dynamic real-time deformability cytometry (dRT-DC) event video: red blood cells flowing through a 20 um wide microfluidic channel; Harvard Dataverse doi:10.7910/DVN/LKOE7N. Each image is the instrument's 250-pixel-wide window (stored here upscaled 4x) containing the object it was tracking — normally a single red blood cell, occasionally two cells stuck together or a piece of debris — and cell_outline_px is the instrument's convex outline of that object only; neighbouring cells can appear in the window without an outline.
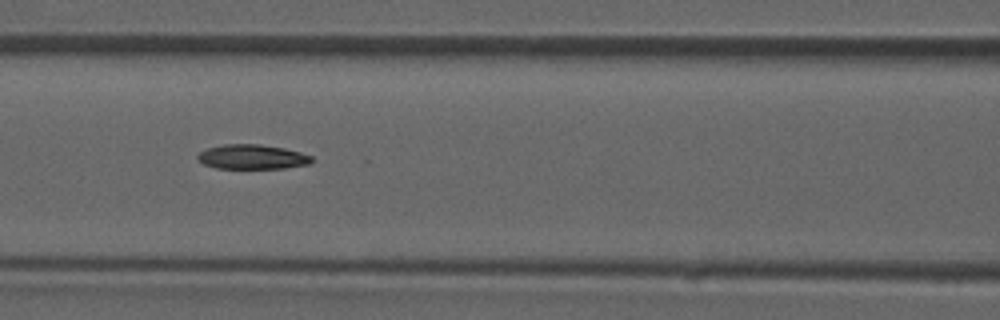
{"species": "common noctule bat (a hibernating species)", "species_latin": "Nyctalus noctula", "temperature_condition": "room temperature", "stored_images_in_passage": 46, "camera_frame_rate_fps": 3000, "um_per_image_px": 0.085, "animal": {"sex": "male", "forearm_length_mm": 52.5}, "frame": {"image": 1, "passage_image": 20, "time_ms": 6.333, "image_size_px": [1000, 320], "cell_outline_px": [[312, 160], [308, 164], [284, 168], [216, 168], [204, 164], [196, 156], [200, 152], [208, 148], [224, 144], [260, 144], [284, 148], [300, 152], [312, 156]], "centroid_in_image_um": [21.44, 13.33], "position_along_channel_um": 145.2, "area_um2": 16.18}}